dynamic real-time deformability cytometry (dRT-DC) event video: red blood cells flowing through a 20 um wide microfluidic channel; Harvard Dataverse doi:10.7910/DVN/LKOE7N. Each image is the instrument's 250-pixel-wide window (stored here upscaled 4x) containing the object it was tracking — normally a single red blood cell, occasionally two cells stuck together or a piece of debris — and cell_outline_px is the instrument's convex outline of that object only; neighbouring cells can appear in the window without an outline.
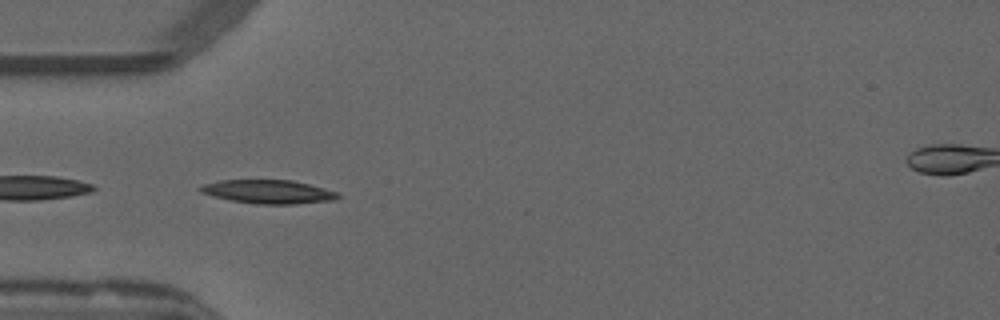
{"species": "common noctule bat (a hibernating species)", "species_latin": "Nyctalus noctula", "temperature_condition": "warm", "stored_images_in_passage": 14, "camera_frame_rate_fps": 3000, "um_per_image_px": 0.085, "animal": {"sex": "male", "forearm_length_mm": 52.5}, "frame": {"image": 1, "passage_image": 1, "time_ms": 0.0, "image_size_px": [1000, 320], "cell_outline_px": [[340, 196], [336, 200], [296, 204], [256, 204], [232, 200], [212, 196], [200, 192], [196, 188], [204, 184], [220, 180], [292, 180], [324, 188], [336, 192]], "centroid_in_image_um": [22.79, 16.3], "position_along_channel_um": 62.2, "area_um2": 18.96}}